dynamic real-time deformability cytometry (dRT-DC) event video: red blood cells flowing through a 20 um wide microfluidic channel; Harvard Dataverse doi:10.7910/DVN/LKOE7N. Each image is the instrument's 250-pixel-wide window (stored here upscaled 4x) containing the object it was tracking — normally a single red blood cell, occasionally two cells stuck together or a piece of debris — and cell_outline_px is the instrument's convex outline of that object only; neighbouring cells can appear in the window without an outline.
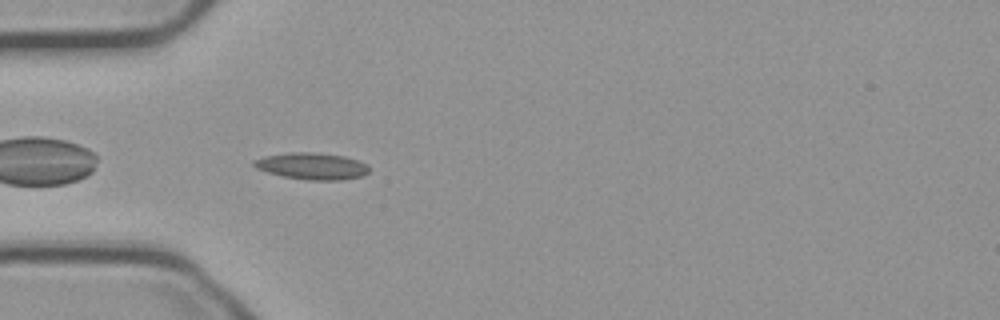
{"species": "common noctule bat (a hibernating species)", "species_latin": "Nyctalus noctula", "temperature_condition": "cold", "stored_images_in_passage": 30, "camera_frame_rate_fps": 3000, "um_per_image_px": 0.085, "animal": {"sex": "male", "body_mass_g": 23.1, "forearm_length_mm": 52.7}, "frame": {"image": 1, "passage_image": 2, "time_ms": 0.333, "image_size_px": [1000, 320], "cell_outline_px": [[368, 172], [364, 176], [344, 180], [308, 180], [284, 176], [268, 172], [256, 168], [252, 164], [252, 160], [264, 156], [292, 152], [312, 152], [344, 156], [368, 164]], "centroid_in_image_um": [26.52, 14.12], "position_along_channel_um": 58.5, "area_um2": 17.92}}
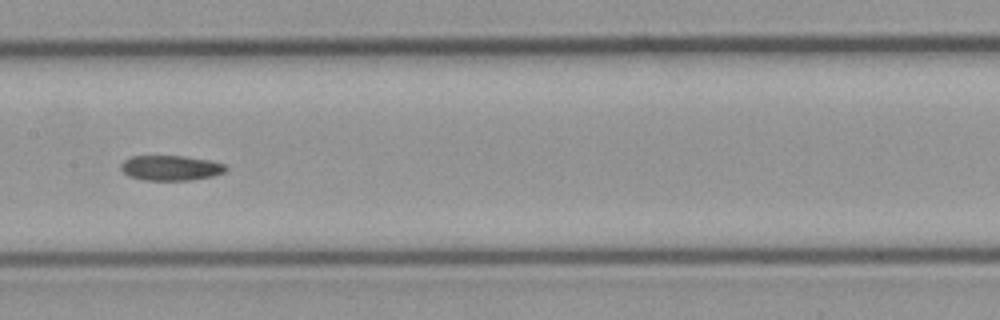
{"frame": {"image": 2, "passage_image": 13, "time_ms": 4.0, "image_size_px": [1000, 320], "cell_outline_px": [[228, 168], [224, 172], [212, 176], [188, 180], [144, 180], [128, 176], [120, 168], [120, 164], [124, 160], [132, 156], [184, 156], [212, 160], [224, 164]], "centroid_in_image_um": [14.51, 14.27], "position_along_channel_um": 192.9, "area_um2": 15.37}}
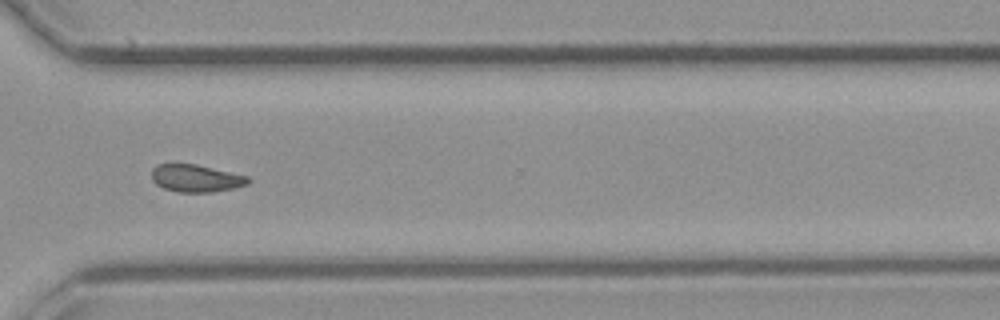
{"frame": {"image": 3, "passage_image": 26, "time_ms": 8.333, "image_size_px": [1000, 320], "cell_outline_px": [[252, 180], [248, 184], [232, 188], [212, 192], [180, 192], [164, 188], [156, 184], [152, 180], [152, 168], [156, 164], [196, 164], [248, 176]], "centroid_in_image_um": [16.66, 15.15], "position_along_channel_um": 353.9, "area_um2": 15.37}, "authors_computed_cell_mechanics": {"area_um2": 15.895, "velocity_mm_per_s": 3.7305, "shape_relaxation_time_tau1_ms": null, "shape_relaxation_time_tau2_ms": 6.8306, "deformation_change_tau1": null, "deformation_change_tau2": 0.1058}}